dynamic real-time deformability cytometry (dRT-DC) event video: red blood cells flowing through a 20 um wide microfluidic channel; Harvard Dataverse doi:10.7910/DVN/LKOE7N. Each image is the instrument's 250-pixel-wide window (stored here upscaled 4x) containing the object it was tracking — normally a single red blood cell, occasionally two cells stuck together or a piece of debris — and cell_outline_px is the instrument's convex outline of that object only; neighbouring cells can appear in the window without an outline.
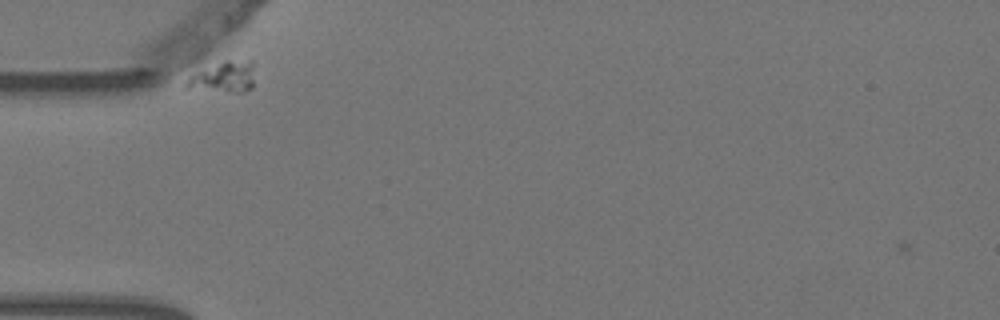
{"species": "Egyptian fruit bat (a non-hibernating species)", "species_latin": "Rousettus aegyptiacus", "temperature_condition": "warm", "stored_images_in_passage": 2, "camera_frame_rate_fps": 3000, "um_per_image_px": 0.085, "animal": {"sex": "female"}, "frame": {"image": 1, "passage_image": 1, "time_ms": 0.0, "image_size_px": [1000, 320], "cell_outline_px": [[252, 88], [244, 92], [228, 92], [184, 88], [184, 84], [192, 76], [224, 60], [252, 60]], "centroid_in_image_um": [19.04, 6.57], "position_along_channel_um": 66.0, "area_um2": 11.96}}